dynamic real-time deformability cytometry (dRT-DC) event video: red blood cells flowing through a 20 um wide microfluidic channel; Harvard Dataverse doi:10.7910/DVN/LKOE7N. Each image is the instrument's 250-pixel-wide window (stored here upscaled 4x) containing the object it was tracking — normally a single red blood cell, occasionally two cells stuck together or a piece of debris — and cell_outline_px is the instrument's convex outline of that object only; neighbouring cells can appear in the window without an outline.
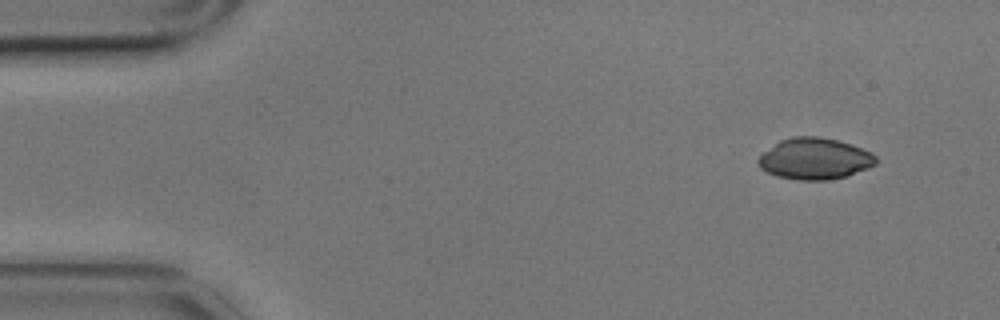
{"species": "common noctule bat (a hibernating species)", "species_latin": "Nyctalus noctula", "temperature_condition": "cold", "stored_images_in_passage": 4, "camera_frame_rate_fps": 3000, "um_per_image_px": 0.085, "animal": {"sex": "male", "body_mass_g": 17.9}, "frame": {"image": 1, "passage_image": 1, "time_ms": 0.0, "image_size_px": [1000, 320], "cell_outline_px": [[876, 164], [868, 168], [848, 176], [828, 180], [800, 180], [776, 176], [760, 168], [756, 164], [756, 160], [764, 152], [780, 140], [792, 136], [820, 136], [836, 140], [872, 152], [876, 156]], "centroid_in_image_um": [69.24, 13.5], "position_along_channel_um": 15.8, "area_um2": 28.38}}